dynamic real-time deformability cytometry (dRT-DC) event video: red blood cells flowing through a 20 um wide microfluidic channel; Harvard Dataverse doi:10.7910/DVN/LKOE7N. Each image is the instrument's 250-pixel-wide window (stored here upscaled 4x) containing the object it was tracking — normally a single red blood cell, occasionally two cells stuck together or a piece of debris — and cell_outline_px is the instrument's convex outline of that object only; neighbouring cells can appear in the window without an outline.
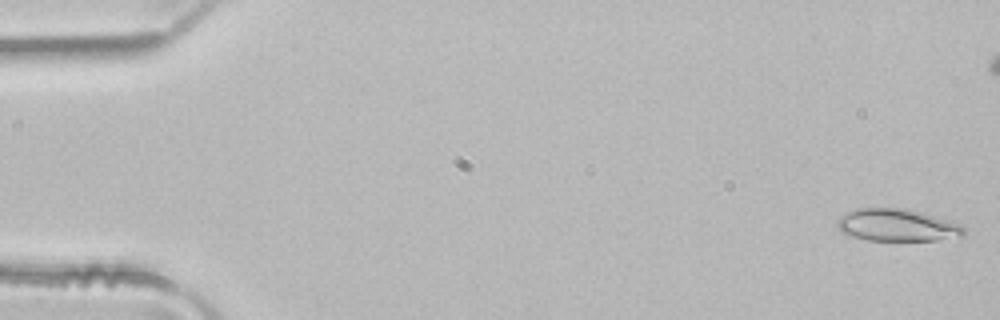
{"species": "common noctule bat (a hibernating species)", "species_latin": "Nyctalus noctula", "temperature_condition": "room temperature", "stored_images_in_passage": 5, "camera_frame_rate_fps": 3000, "um_per_image_px": 0.085, "animal": {"sex": "male", "body_mass_g": 21.5, "forearm_length_mm": 52.0}, "frame": {"image": 1, "passage_image": 1, "time_ms": 0.0, "image_size_px": [1000, 320], "cell_outline_px": [[964, 236], [936, 240], [868, 240], [852, 236], [844, 232], [836, 224], [836, 220], [840, 216], [856, 208], [904, 208], [920, 212], [960, 224], [964, 228]], "centroid_in_image_um": [76.24, 19.13], "position_along_channel_um": 8.8, "area_um2": 23.52}}
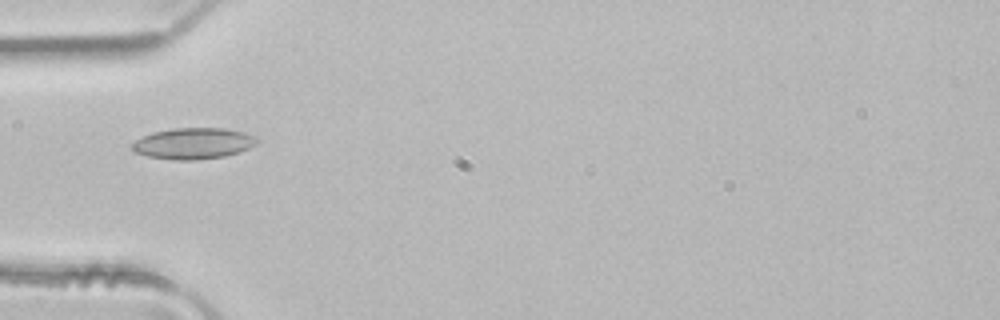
{"frame": {"image": 2, "passage_image": 5, "time_ms": 1.333, "image_size_px": [1000, 320], "cell_outline_px": [[256, 144], [240, 152], [224, 156], [196, 160], [172, 160], [148, 156], [136, 152], [132, 148], [132, 144], [136, 140], [152, 132], [172, 128], [224, 128], [244, 132], [256, 136]], "centroid_in_image_um": [16.44, 12.19], "position_along_channel_um": 68.6, "area_um2": 22.6}}